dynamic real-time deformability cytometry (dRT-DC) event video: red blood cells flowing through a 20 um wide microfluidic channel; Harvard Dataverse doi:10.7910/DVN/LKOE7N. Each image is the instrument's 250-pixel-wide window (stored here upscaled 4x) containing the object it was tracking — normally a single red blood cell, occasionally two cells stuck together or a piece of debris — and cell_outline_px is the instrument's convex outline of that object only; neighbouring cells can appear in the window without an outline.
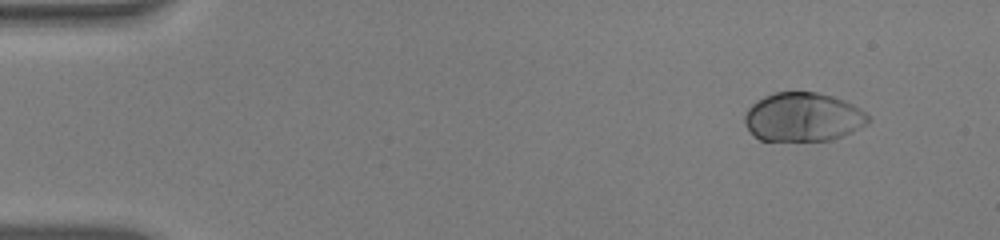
{"species": "human", "species_latin": "Homo sapiens", "temperature_condition": "warm", "stored_images_in_passage": 50, "camera_frame_rate_fps": 3000, "um_per_image_px": 0.085, "donor": {"sex": "male"}, "frame": {"image": 1, "passage_image": 1, "time_ms": 0.0, "image_size_px": [1000, 240], "cell_outline_px": [[872, 120], [868, 124], [852, 132], [828, 140], [760, 140], [744, 124], [744, 116], [748, 108], [756, 100], [764, 96], [776, 92], [816, 92], [832, 96], [844, 100], [860, 108], [872, 116]], "centroid_in_image_um": [68.29, 9.94], "position_along_channel_um": 16.7, "area_um2": 35.2}}
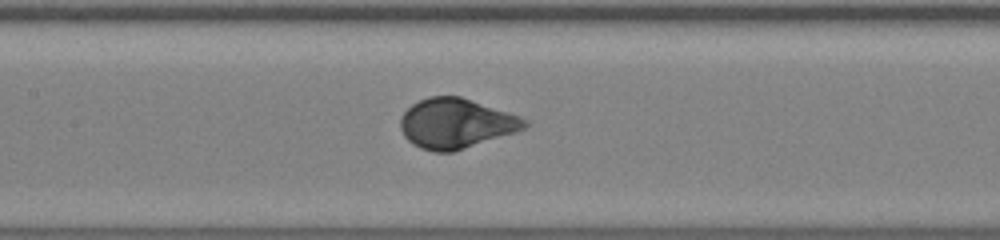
{"frame": {"image": 2, "passage_image": 22, "time_ms": 7.0, "image_size_px": [1000, 240], "cell_outline_px": [[528, 124], [524, 128], [516, 132], [452, 152], [432, 152], [420, 148], [412, 144], [404, 136], [400, 128], [400, 116], [412, 104], [428, 96], [460, 96], [520, 116], [528, 120]], "centroid_in_image_um": [38.73, 10.49], "position_along_channel_um": 168.7, "area_um2": 36.07}}
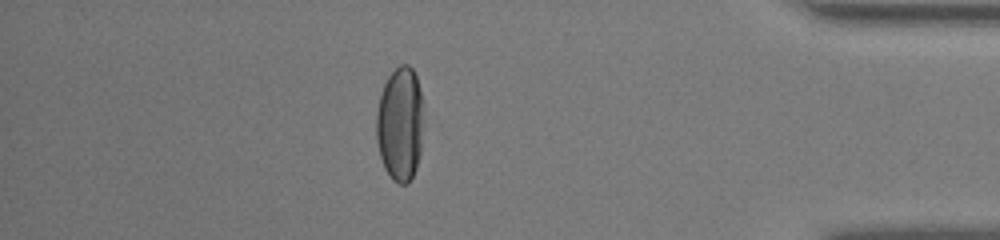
{"frame": {"image": 3, "passage_image": 43, "time_ms": 14.0, "image_size_px": [1000, 240], "cell_outline_px": [[424, 104], [420, 152], [416, 168], [408, 184], [400, 184], [392, 180], [384, 168], [380, 156], [376, 140], [376, 112], [380, 92], [388, 76], [400, 64], [408, 64], [412, 68], [416, 76], [420, 88]], "centroid_in_image_um": [34.0, 10.52], "position_along_channel_um": 401.2, "area_um2": 31.96}, "authors_computed_cell_mechanics": {"area_um2": 35.9227, "velocity_mm_per_s": 3.8484, "shape_relaxation_time_tau1_ms": 2.574, "shape_relaxation_time_tau2_ms": null, "deformation_change_tau1": 0.1842, "deformation_change_tau2": null}}